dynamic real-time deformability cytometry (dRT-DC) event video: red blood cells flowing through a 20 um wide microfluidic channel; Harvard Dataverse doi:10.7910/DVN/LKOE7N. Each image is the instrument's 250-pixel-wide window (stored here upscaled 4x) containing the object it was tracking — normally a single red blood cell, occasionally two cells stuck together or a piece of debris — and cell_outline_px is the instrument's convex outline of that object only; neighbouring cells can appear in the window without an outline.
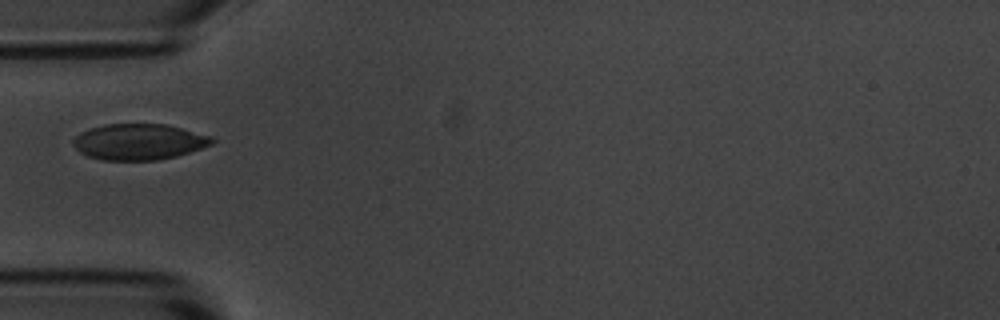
{"species": "common noctule bat (a hibernating species)", "species_latin": "Nyctalus noctula", "temperature_condition": "room temperature", "stored_images_in_passage": 1, "camera_frame_rate_fps": 3000, "um_per_image_px": 0.085, "animal": {"sex": "male", "body_mass_g": 20.1, "forearm_length_mm": 53.5}, "frame": {"image": 1, "passage_image": 1, "time_ms": 0.0, "image_size_px": [1000, 320], "cell_outline_px": [[216, 140], [212, 144], [176, 156], [156, 160], [100, 160], [88, 156], [80, 152], [72, 144], [72, 140], [80, 132], [88, 128], [104, 124], [168, 124], [212, 136]], "centroid_in_image_um": [11.79, 12.04], "position_along_channel_um": 73.2, "area_um2": 29.25}}